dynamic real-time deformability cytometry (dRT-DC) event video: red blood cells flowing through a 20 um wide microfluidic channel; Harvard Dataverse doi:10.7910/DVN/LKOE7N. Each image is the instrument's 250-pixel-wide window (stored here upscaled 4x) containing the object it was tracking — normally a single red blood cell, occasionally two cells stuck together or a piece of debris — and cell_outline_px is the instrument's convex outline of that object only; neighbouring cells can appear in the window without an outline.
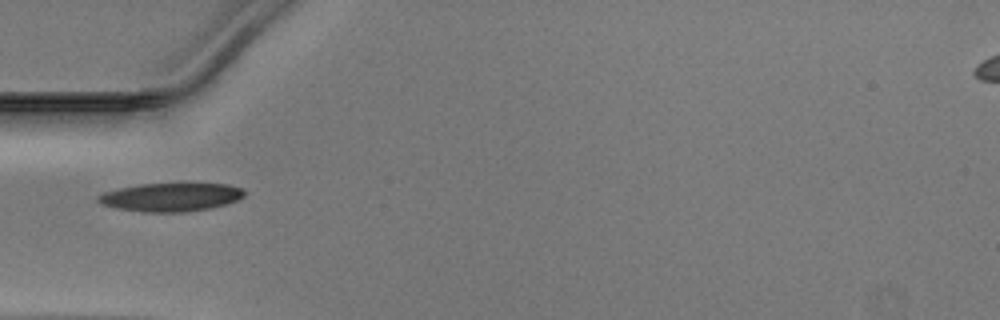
{"species": "Egyptian fruit bat (a non-hibernating species)", "species_latin": "Rousettus aegyptiacus", "temperature_condition": "warm", "stored_images_in_passage": 21, "camera_frame_rate_fps": 3000, "um_per_image_px": 0.085, "animal": {"sex": "male"}, "frame": {"image": 1, "passage_image": 1, "time_ms": 0.0, "image_size_px": [1000, 320], "cell_outline_px": [[244, 196], [236, 200], [224, 204], [208, 208], [188, 212], [140, 212], [116, 208], [104, 204], [96, 200], [96, 196], [104, 192], [120, 188], [140, 184], [184, 180], [228, 184], [240, 188], [244, 192]], "centroid_in_image_um": [14.53, 16.7], "position_along_channel_um": 70.5, "area_um2": 25.2}}
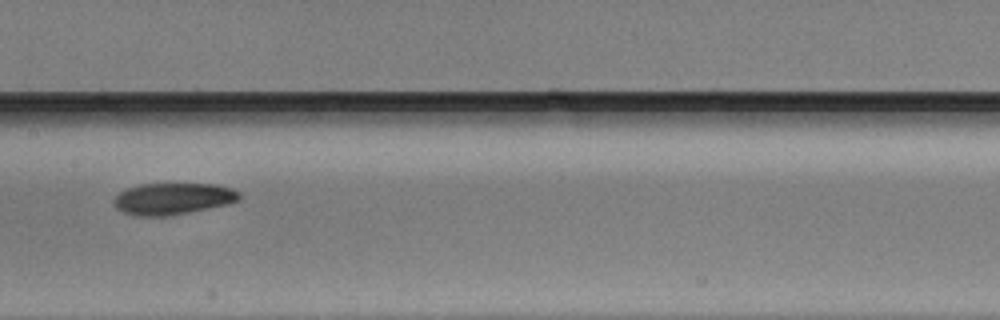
{"frame": {"image": 2, "passage_image": 10, "time_ms": 3.0, "image_size_px": [1000, 320], "cell_outline_px": [[240, 196], [236, 200], [228, 204], [168, 216], [136, 216], [124, 212], [116, 208], [112, 200], [120, 192], [128, 188], [140, 184], [216, 184], [232, 188], [240, 192]], "centroid_in_image_um": [14.68, 16.89], "position_along_channel_um": 192.7, "area_um2": 23.0}}
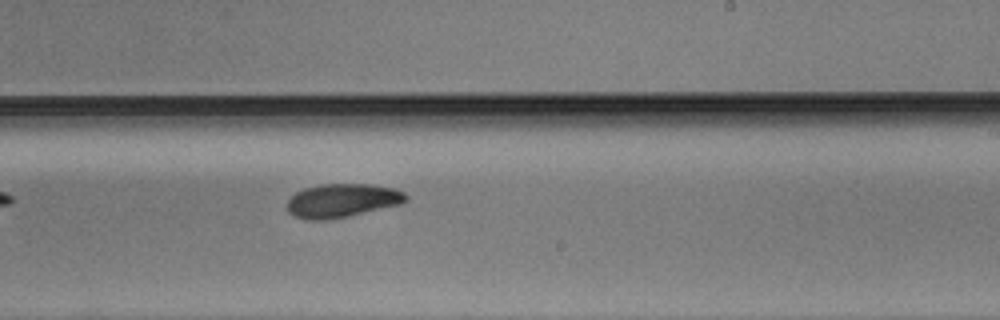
{"frame": {"image": 3, "passage_image": 15, "time_ms": 4.667, "image_size_px": [1000, 320], "cell_outline_px": [[408, 200], [400, 204], [348, 216], [324, 220], [308, 220], [296, 216], [288, 212], [288, 200], [296, 192], [304, 188], [320, 184], [372, 184], [396, 188], [404, 192], [408, 196]], "centroid_in_image_um": [29.11, 17.03], "position_along_channel_um": 259.9, "area_um2": 23.29}}